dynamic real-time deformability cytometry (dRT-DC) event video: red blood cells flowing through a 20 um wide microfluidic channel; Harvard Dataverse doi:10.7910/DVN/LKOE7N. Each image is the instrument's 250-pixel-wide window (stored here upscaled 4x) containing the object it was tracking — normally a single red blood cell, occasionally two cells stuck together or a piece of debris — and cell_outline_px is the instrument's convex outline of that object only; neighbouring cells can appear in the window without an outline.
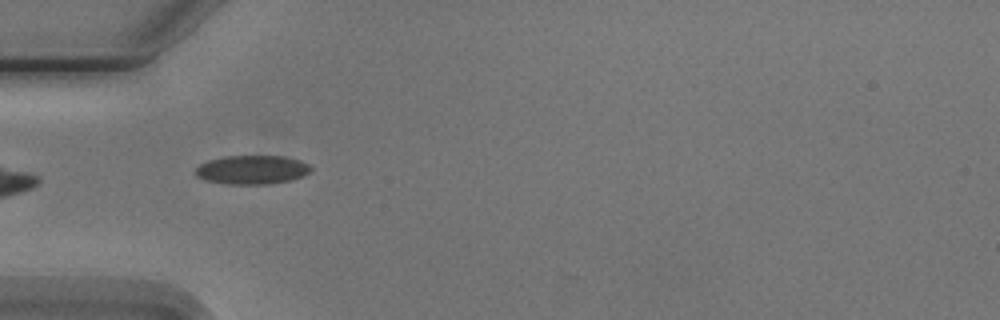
{"species": "Egyptian fruit bat (a non-hibernating species)", "species_latin": "Rousettus aegyptiacus", "temperature_condition": "cold", "stored_images_in_passage": 2, "camera_frame_rate_fps": 3000, "um_per_image_px": 0.085, "animal": {"sex": "male"}, "frame": {"image": 1, "passage_image": 1, "time_ms": 0.0, "image_size_px": [1000, 320], "cell_outline_px": [[312, 168], [304, 176], [292, 180], [268, 184], [228, 184], [204, 180], [196, 176], [192, 172], [200, 164], [208, 160], [224, 156], [284, 156], [300, 160], [308, 164]], "centroid_in_image_um": [21.4, 14.43], "position_along_channel_um": 63.6, "area_um2": 19.59}}
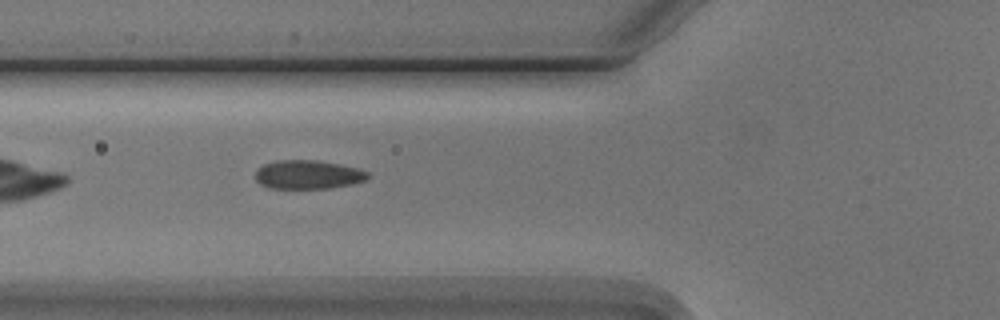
{"frame": {"image": 2, "passage_image": 2, "time_ms": 1.0, "image_size_px": [1000, 320], "cell_outline_px": [[368, 176], [364, 180], [352, 184], [328, 188], [268, 188], [260, 184], [256, 180], [256, 172], [264, 164], [276, 160], [316, 160], [340, 164], [356, 168], [368, 172]], "centroid_in_image_um": [26.16, 14.84], "position_along_channel_um": 99.6, "area_um2": 18.67}}